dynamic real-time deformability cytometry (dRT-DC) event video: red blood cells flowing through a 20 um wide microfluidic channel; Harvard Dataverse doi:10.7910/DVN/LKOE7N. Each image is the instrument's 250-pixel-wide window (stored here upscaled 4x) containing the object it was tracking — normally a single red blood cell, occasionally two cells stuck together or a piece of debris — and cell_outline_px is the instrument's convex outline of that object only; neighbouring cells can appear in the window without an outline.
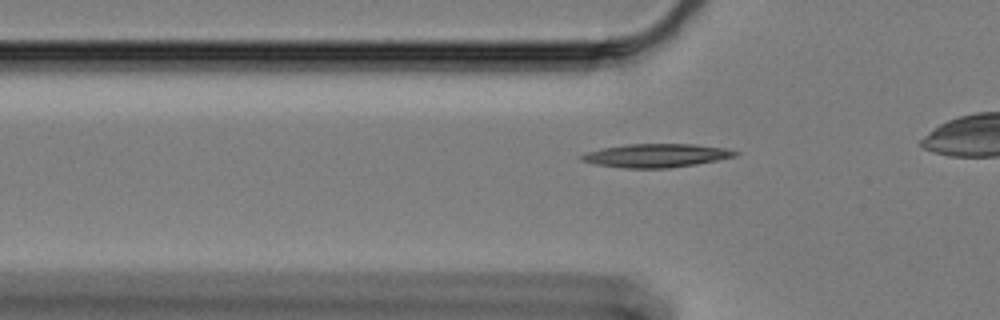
{"species": "Egyptian fruit bat (a non-hibernating species)", "species_latin": "Rousettus aegyptiacus", "temperature_condition": "cold", "stored_images_in_passage": 33, "camera_frame_rate_fps": 3000, "um_per_image_px": 0.085, "animal": {"sex": "female"}, "frame": {"image": 1, "passage_image": 4, "time_ms": 1.0, "image_size_px": [1000, 320], "cell_outline_px": [[740, 152], [736, 156], [696, 164], [668, 168], [624, 168], [596, 164], [580, 160], [580, 156], [584, 152], [600, 148], [628, 144], [692, 144], [728, 148]], "centroid_in_image_um": [55.76, 13.21], "position_along_channel_um": 70.0, "area_um2": 21.1}}
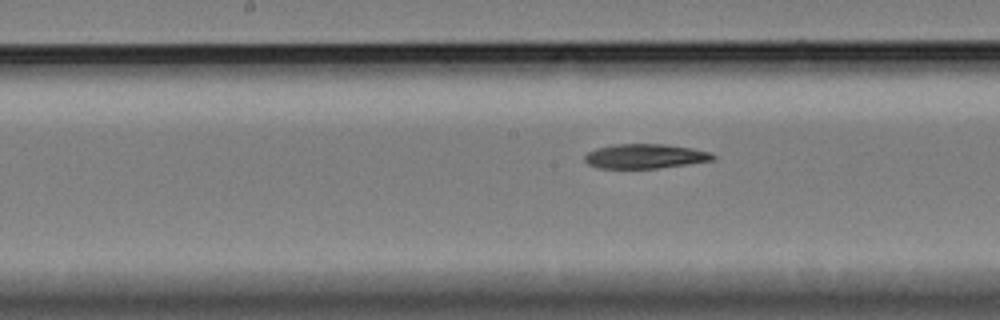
{"frame": {"image": 2, "passage_image": 15, "time_ms": 4.667, "image_size_px": [1000, 320], "cell_outline_px": [[716, 160], [688, 164], [656, 168], [600, 168], [588, 164], [584, 160], [584, 156], [588, 152], [596, 148], [616, 144], [664, 144], [692, 148], [712, 152], [716, 156]], "centroid_in_image_um": [54.87, 13.27], "position_along_channel_um": 193.3, "area_um2": 18.38}}
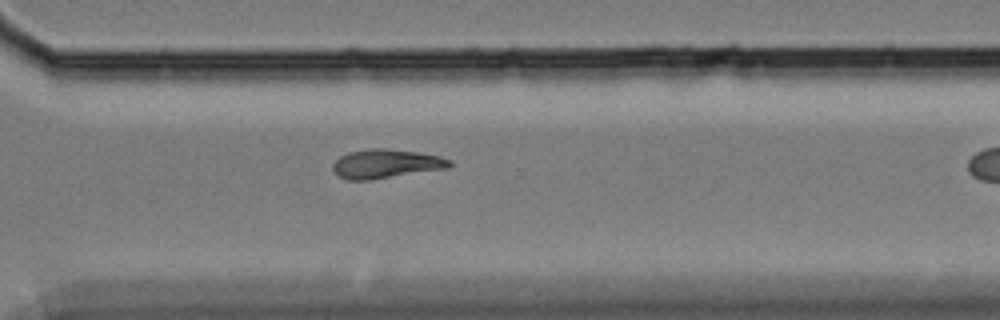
{"frame": {"image": 3, "passage_image": 28, "time_ms": 9.0, "image_size_px": [1000, 320], "cell_outline_px": [[452, 164], [448, 168], [368, 180], [348, 180], [340, 176], [332, 168], [332, 164], [340, 156], [348, 152], [368, 148], [384, 148], [416, 152], [440, 156], [452, 160]], "centroid_in_image_um": [32.8, 13.91], "position_along_channel_um": 337.8, "area_um2": 19.59}}